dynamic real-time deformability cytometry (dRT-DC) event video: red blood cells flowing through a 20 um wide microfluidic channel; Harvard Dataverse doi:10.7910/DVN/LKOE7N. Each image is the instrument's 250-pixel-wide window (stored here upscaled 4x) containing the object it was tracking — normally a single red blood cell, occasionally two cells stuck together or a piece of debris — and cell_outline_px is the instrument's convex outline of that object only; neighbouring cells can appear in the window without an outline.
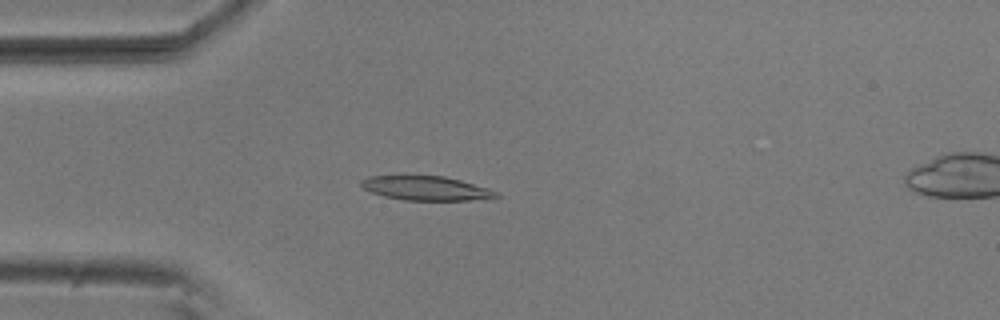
{"species": "common noctule bat (a hibernating species)", "species_latin": "Nyctalus noctula", "temperature_condition": "room temperature", "stored_images_in_passage": 43, "camera_frame_rate_fps": 3000, "um_per_image_px": 0.085, "animal": {"sex": "male", "body_mass_g": 20.5, "forearm_length_mm": 52.5}, "frame": {"image": 1, "passage_image": 14, "time_ms": 4.333, "image_size_px": [1000, 320], "cell_outline_px": [[500, 196], [468, 200], [404, 200], [384, 196], [372, 192], [364, 188], [360, 184], [360, 180], [368, 176], [444, 176], [460, 180], [488, 188], [496, 192]], "centroid_in_image_um": [36.17, 15.99], "position_along_channel_um": 48.8, "area_um2": 18.73}}
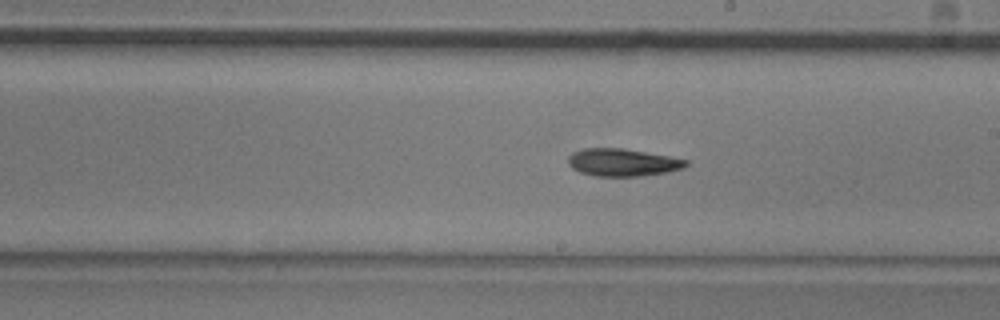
{"frame": {"image": 2, "passage_image": 30, "time_ms": 9.667, "image_size_px": [1000, 320], "cell_outline_px": [[688, 164], [684, 168], [668, 172], [640, 176], [592, 176], [580, 172], [572, 168], [568, 164], [568, 156], [572, 152], [584, 148], [624, 148], [668, 156], [688, 160]], "centroid_in_image_um": [52.9, 13.8], "position_along_channel_um": 236.1, "area_um2": 19.02}}
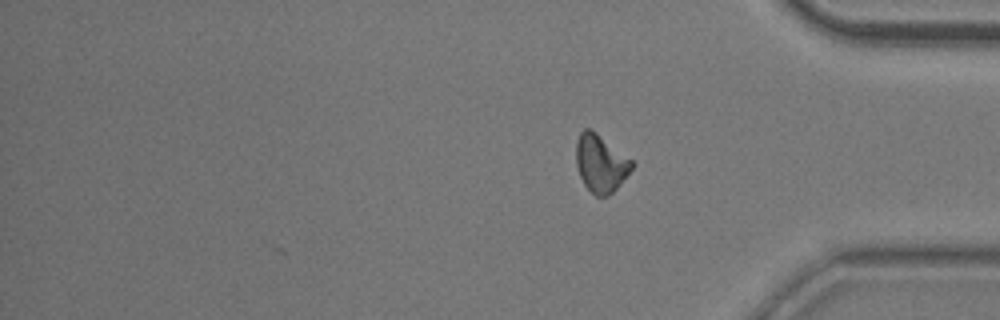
{"frame": {"image": 3, "passage_image": 43, "time_ms": 14.0, "image_size_px": [1000, 320], "cell_outline_px": [[636, 164], [616, 188], [608, 196], [596, 196], [584, 184], [580, 176], [576, 164], [576, 140], [580, 132], [584, 128], [588, 128], [596, 132], [632, 160]], "centroid_in_image_um": [51.05, 13.87], "position_along_channel_um": 384.2, "area_um2": 18.55}, "authors_computed_cell_mechanics": {"area_um2": 19.074, "velocity_mm_per_s": 3.7146, "shape_relaxation_time_tau1_ms": 5.1682, "shape_relaxation_time_tau2_ms": null, "deformation_change_tau1": 0.1427, "deformation_change_tau2": null}}